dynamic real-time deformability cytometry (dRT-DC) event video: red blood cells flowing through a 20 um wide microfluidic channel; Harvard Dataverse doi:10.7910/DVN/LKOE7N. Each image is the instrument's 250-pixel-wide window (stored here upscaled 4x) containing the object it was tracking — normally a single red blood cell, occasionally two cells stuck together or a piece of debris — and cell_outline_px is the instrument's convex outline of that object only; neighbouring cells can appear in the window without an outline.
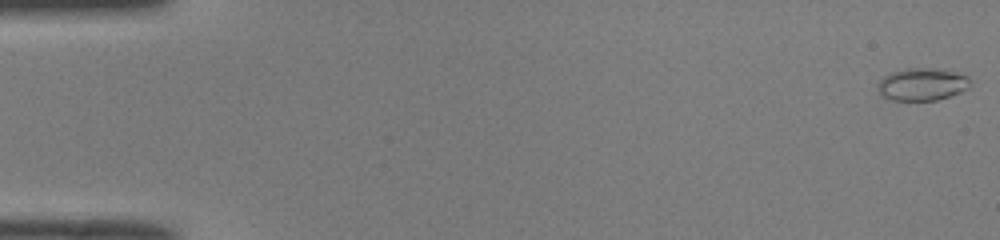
{"species": "common noctule bat (a hibernating species)", "species_latin": "Nyctalus noctula", "temperature_condition": "room temperature", "stored_images_in_passage": 51, "camera_frame_rate_fps": 3000, "um_per_image_px": 0.085, "animal": {"sex": "male", "body_mass_g": 19.0, "forearm_length_mm": 50.8}, "frame": {"image": 1, "passage_image": 1, "time_ms": 0.0, "image_size_px": [1000, 240], "cell_outline_px": [[968, 88], [960, 92], [936, 100], [892, 100], [884, 96], [880, 92], [880, 80], [884, 76], [892, 72], [908, 68], [932, 68], [952, 72], [968, 76]], "centroid_in_image_um": [78.38, 7.16], "position_along_channel_um": 6.6, "area_um2": 16.94}}
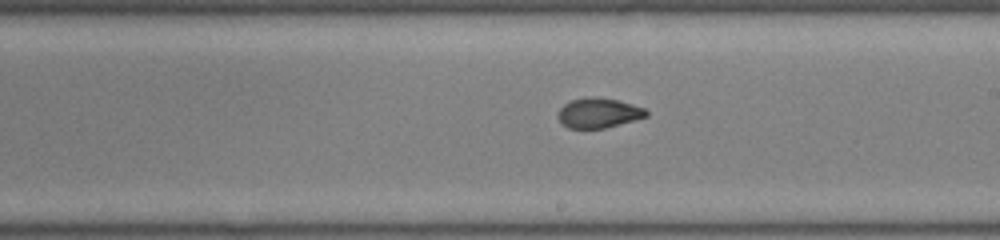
{"frame": {"image": 2, "passage_image": 30, "time_ms": 9.667, "image_size_px": [1000, 240], "cell_outline_px": [[648, 116], [604, 128], [568, 128], [556, 116], [560, 108], [564, 104], [572, 100], [592, 96], [616, 100], [632, 104], [644, 108], [648, 112]], "centroid_in_image_um": [50.86, 9.6], "position_along_channel_um": 238.1, "area_um2": 15.14}}
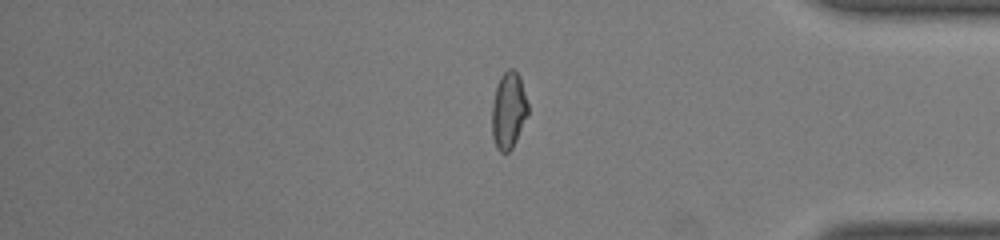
{"frame": {"image": 3, "passage_image": 43, "time_ms": 14.0, "image_size_px": [1000, 240], "cell_outline_px": [[528, 116], [512, 148], [508, 152], [500, 152], [496, 148], [492, 136], [492, 100], [496, 84], [500, 76], [508, 68], [512, 68], [520, 76], [528, 104]], "centroid_in_image_um": [43.21, 9.37], "position_along_channel_um": 392.0, "area_um2": 16.36}, "authors_computed_cell_mechanics": {"area_um2": 16.2418, "velocity_mm_per_s": 4.0506, "shape_relaxation_time_tau1_ms": 5.8104, "shape_relaxation_time_tau2_ms": 1.3493, "deformation_change_tau1": 0.2025, "deformation_change_tau2": 0.0575}}